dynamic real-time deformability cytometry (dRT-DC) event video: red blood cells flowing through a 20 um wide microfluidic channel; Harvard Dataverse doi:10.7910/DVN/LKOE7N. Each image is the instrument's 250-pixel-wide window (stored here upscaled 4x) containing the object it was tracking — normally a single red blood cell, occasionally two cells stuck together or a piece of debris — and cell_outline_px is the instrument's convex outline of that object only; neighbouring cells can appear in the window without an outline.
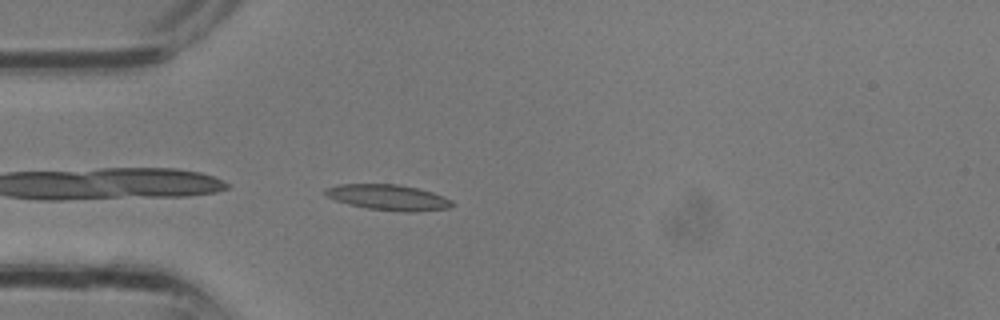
{"species": "common noctule bat (a hibernating species)", "species_latin": "Nyctalus noctula", "temperature_condition": "room temperature", "stored_images_in_passage": 8, "camera_frame_rate_fps": 3000, "um_per_image_px": 0.085, "animal": {"sex": "male", "body_mass_g": 13.3}, "frame": {"image": 1, "passage_image": 8, "time_ms": 2.333, "image_size_px": [1000, 320], "cell_outline_px": [[456, 204], [448, 208], [412, 212], [400, 212], [368, 208], [348, 204], [324, 196], [324, 188], [336, 184], [396, 184], [416, 188], [432, 192], [452, 200]], "centroid_in_image_um": [32.97, 16.77], "position_along_channel_um": 52.0, "area_um2": 19.02}}